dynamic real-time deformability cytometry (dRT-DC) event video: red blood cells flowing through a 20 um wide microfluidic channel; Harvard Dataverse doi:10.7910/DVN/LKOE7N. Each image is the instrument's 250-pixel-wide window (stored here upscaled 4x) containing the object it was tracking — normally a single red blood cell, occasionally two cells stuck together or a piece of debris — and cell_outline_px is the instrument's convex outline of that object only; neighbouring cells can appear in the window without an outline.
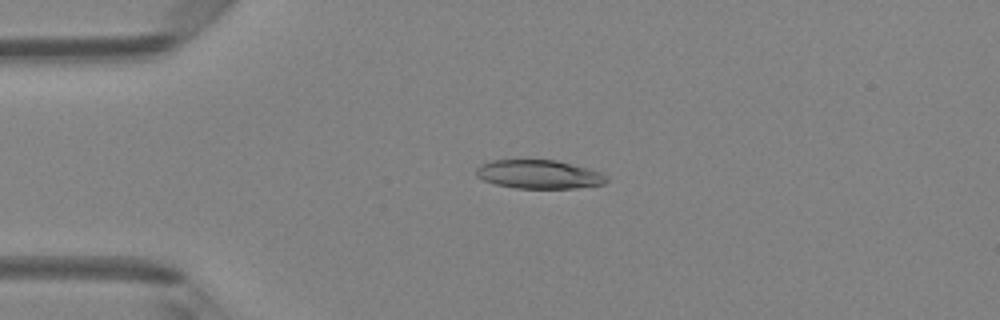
{"species": "Egyptian fruit bat (a non-hibernating species)", "species_latin": "Rousettus aegyptiacus", "temperature_condition": "room temperature", "stored_images_in_passage": 49, "camera_frame_rate_fps": 3000, "um_per_image_px": 0.085, "animal": {"sex": "female"}, "frame": {"image": 1, "passage_image": 12, "time_ms": 3.667, "image_size_px": [1000, 320], "cell_outline_px": [[608, 180], [604, 184], [576, 188], [516, 188], [496, 184], [484, 180], [476, 176], [476, 168], [480, 164], [488, 160], [556, 160], [588, 168], [600, 172], [608, 176]], "centroid_in_image_um": [45.8, 14.81], "position_along_channel_um": 39.2, "area_um2": 21.85}}
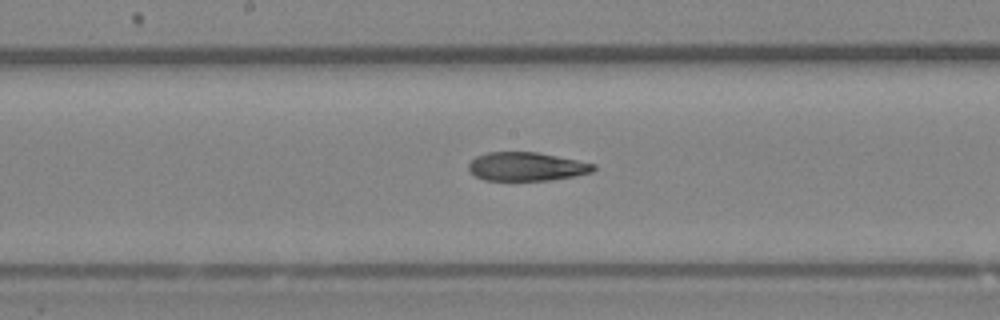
{"frame": {"image": 2, "passage_image": 26, "time_ms": 8.333, "image_size_px": [1000, 320], "cell_outline_px": [[596, 168], [592, 172], [576, 176], [548, 180], [484, 180], [468, 172], [468, 164], [476, 156], [488, 152], [536, 152], [596, 164]], "centroid_in_image_um": [44.73, 14.16], "position_along_channel_um": 203.5, "area_um2": 20.81}}
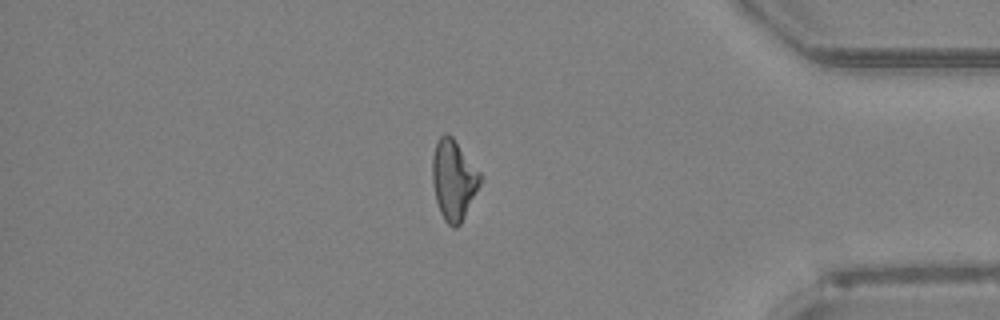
{"frame": {"image": 3, "passage_image": 42, "time_ms": 13.667, "image_size_px": [1000, 320], "cell_outline_px": [[484, 176], [460, 224], [456, 228], [452, 228], [444, 220], [440, 212], [436, 200], [432, 184], [432, 156], [436, 144], [440, 136], [444, 132], [448, 132], [452, 136]], "centroid_in_image_um": [38.55, 15.26], "position_along_channel_um": 396.6, "area_um2": 22.48}, "authors_computed_cell_mechanics": {"area_um2": 22.3686, "velocity_mm_per_s": 4.1835, "shape_relaxation_time_tau1_ms": null, "shape_relaxation_time_tau2_ms": 4.733, "deformation_change_tau1": null, "deformation_change_tau2": 0.1331}}